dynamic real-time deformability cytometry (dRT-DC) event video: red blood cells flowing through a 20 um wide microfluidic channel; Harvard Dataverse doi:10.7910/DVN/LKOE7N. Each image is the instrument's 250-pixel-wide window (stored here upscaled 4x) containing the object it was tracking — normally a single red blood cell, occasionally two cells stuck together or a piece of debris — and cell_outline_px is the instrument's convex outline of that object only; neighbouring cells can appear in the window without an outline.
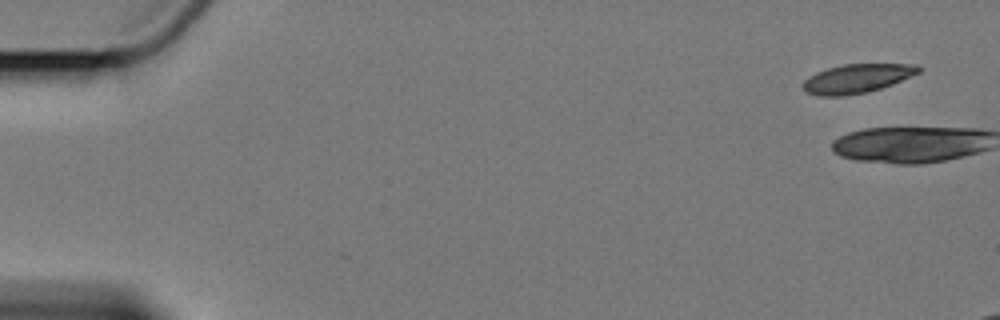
{"species": "Egyptian fruit bat (a non-hibernating species)", "species_latin": "Rousettus aegyptiacus", "temperature_condition": "cold", "stored_images_in_passage": 5, "camera_frame_rate_fps": 3000, "um_per_image_px": 0.085, "animal": {"sex": "female"}, "frame": {"image": 1, "passage_image": 1, "time_ms": 0.0, "image_size_px": [1000, 320], "cell_outline_px": [[920, 72], [892, 84], [880, 88], [864, 92], [844, 96], [820, 96], [808, 92], [804, 88], [804, 80], [816, 72], [828, 68], [844, 64], [916, 64], [920, 68]], "centroid_in_image_um": [72.85, 6.66], "position_along_channel_um": 12.2, "area_um2": 19.13}}